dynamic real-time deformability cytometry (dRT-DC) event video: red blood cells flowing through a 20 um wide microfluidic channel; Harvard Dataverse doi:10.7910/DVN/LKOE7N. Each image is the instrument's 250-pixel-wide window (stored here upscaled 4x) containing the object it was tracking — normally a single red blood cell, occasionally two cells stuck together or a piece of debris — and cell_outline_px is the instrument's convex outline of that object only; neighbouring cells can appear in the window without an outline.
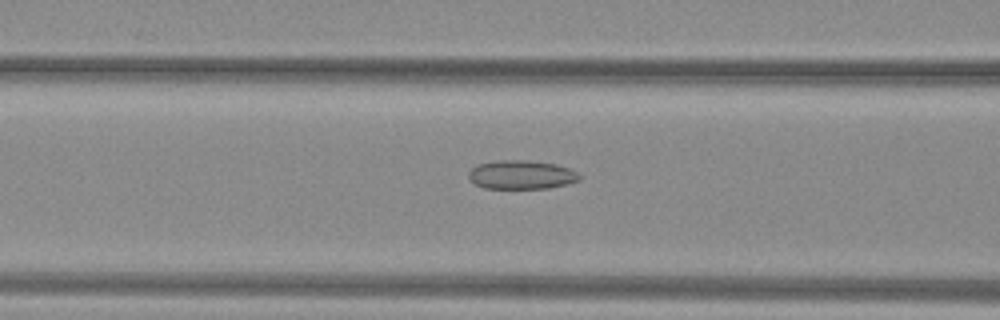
{"species": "common noctule bat (a hibernating species)", "species_latin": "Nyctalus noctula", "temperature_condition": "warm", "stored_images_in_passage": 53, "camera_frame_rate_fps": 3000, "um_per_image_px": 0.085, "animal": {"sex": "female", "body_mass_g": 29.2, "forearm_length_mm": 56.3}, "frame": {"image": 1, "passage_image": 23, "time_ms": 7.333, "image_size_px": [1000, 320], "cell_outline_px": [[580, 180], [568, 184], [548, 188], [484, 188], [476, 184], [468, 176], [468, 172], [476, 164], [500, 160], [524, 160], [556, 164], [568, 168], [576, 172], [580, 176]], "centroid_in_image_um": [44.31, 14.85], "position_along_channel_um": 122.3, "area_um2": 18.5}}
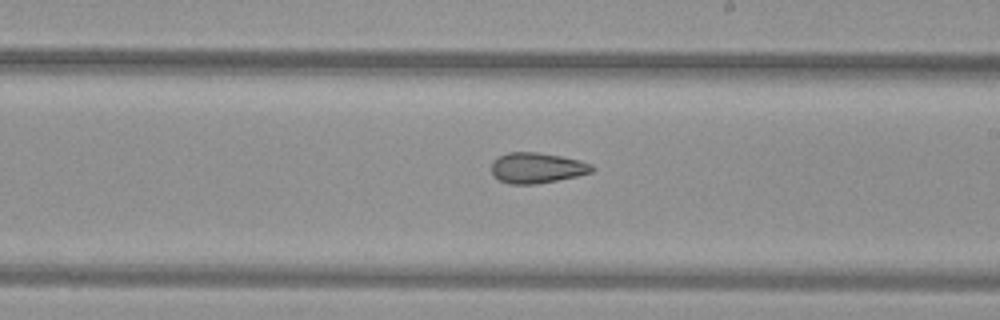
{"frame": {"image": 2, "passage_image": 32, "time_ms": 10.333, "image_size_px": [1000, 320], "cell_outline_px": [[596, 168], [592, 172], [576, 176], [536, 184], [508, 184], [492, 176], [492, 160], [508, 152], [536, 152], [560, 156], [580, 160], [592, 164]], "centroid_in_image_um": [45.63, 14.27], "position_along_channel_um": 243.4, "area_um2": 17.92}}
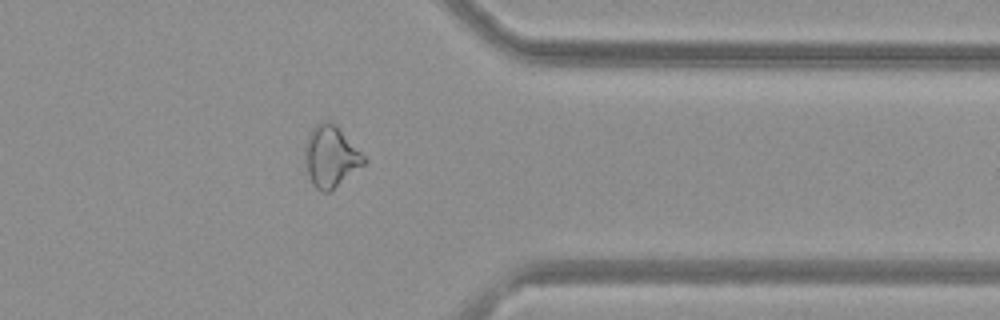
{"frame": {"image": 3, "passage_image": 43, "time_ms": 14.0, "image_size_px": [1000, 320], "cell_outline_px": [[364, 164], [328, 192], [320, 192], [312, 184], [308, 176], [304, 164], [304, 144], [312, 128], [316, 124], [324, 120], [328, 120], [336, 124], [364, 156]], "centroid_in_image_um": [28.05, 13.28], "position_along_channel_um": 383.4, "area_um2": 20.98}, "authors_computed_cell_mechanics": {"area_um2": 21.6172, "velocity_mm_per_s": 4.0398, "shape_relaxation_time_tau1_ms": null, "shape_relaxation_time_tau2_ms": 4.5621, "deformation_change_tau1": null, "deformation_change_tau2": 0.1343}}